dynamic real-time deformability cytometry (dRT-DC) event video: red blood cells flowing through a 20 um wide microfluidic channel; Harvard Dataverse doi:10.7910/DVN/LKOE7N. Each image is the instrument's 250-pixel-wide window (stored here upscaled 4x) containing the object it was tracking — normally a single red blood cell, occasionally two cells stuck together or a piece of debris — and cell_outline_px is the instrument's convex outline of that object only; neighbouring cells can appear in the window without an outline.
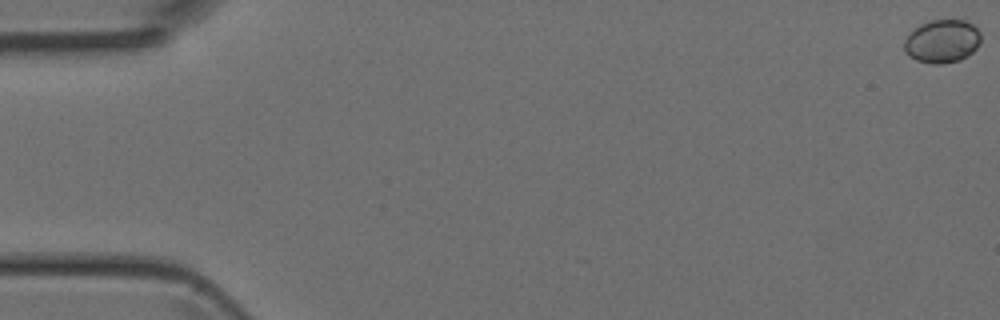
{"species": "Egyptian fruit bat (a non-hibernating species)", "species_latin": "Rousettus aegyptiacus", "temperature_condition": "room temperature", "stored_images_in_passage": 48, "camera_frame_rate_fps": 3000, "um_per_image_px": 0.085, "animal": {"sex": "female"}, "frame": {"image": 1, "passage_image": 1, "time_ms": 0.0, "image_size_px": [1000, 320], "cell_outline_px": [[980, 44], [972, 52], [960, 60], [940, 64], [932, 64], [916, 60], [904, 48], [904, 40], [920, 24], [932, 20], [964, 20], [972, 24], [980, 32]], "centroid_in_image_um": [80.11, 3.5], "position_along_channel_um": 4.9, "area_um2": 19.02}}
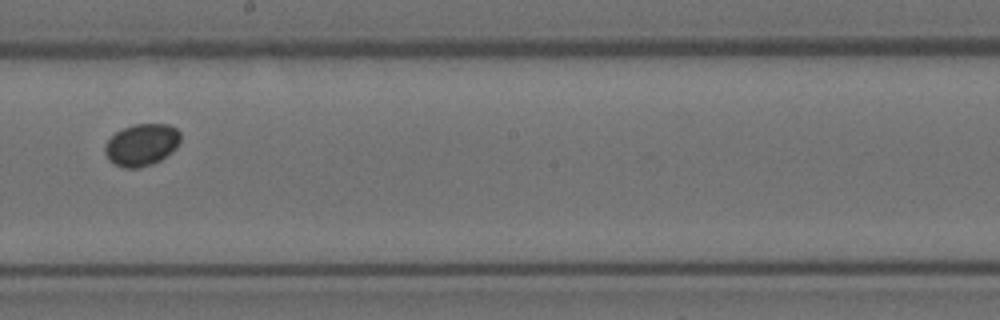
{"frame": {"image": 2, "passage_image": 28, "time_ms": 9.0, "image_size_px": [1000, 320], "cell_outline_px": [[180, 140], [176, 148], [172, 152], [160, 160], [152, 164], [140, 168], [124, 168], [108, 160], [104, 152], [104, 144], [116, 132], [124, 128], [136, 124], [168, 124], [176, 128], [180, 132]], "centroid_in_image_um": [12.04, 12.31], "position_along_channel_um": 236.2, "area_um2": 18.55}}
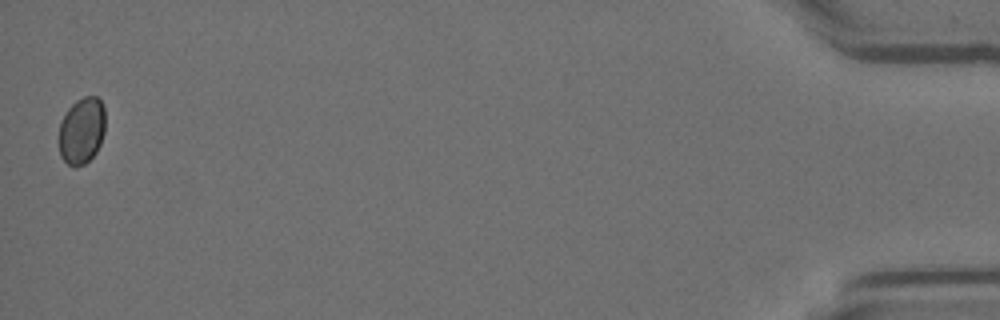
{"frame": {"image": 3, "passage_image": 48, "time_ms": 15.667, "image_size_px": [1000, 320], "cell_outline_px": [[104, 132], [100, 144], [96, 152], [84, 164], [76, 168], [68, 164], [60, 156], [60, 124], [68, 108], [76, 100], [84, 96], [96, 96], [104, 104]], "centroid_in_image_um": [6.96, 11.1], "position_along_channel_um": 428.2, "area_um2": 17.92}}